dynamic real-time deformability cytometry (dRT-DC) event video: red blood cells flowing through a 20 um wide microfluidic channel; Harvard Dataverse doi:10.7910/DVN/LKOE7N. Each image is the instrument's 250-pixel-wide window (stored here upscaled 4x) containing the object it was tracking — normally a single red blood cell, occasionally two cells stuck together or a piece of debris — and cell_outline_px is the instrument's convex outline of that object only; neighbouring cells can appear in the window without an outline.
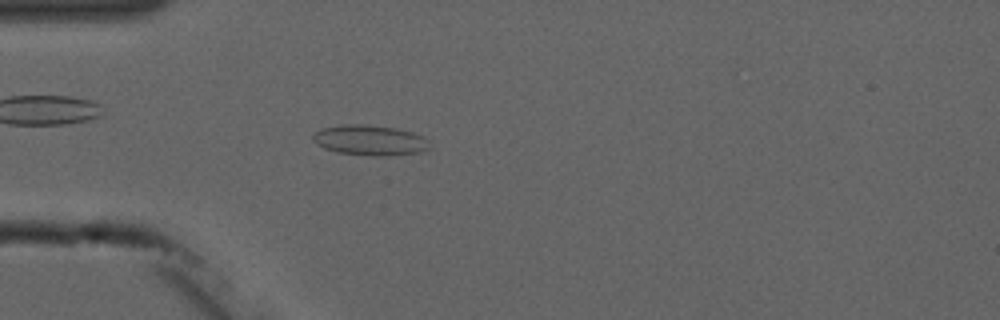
{"species": "common noctule bat (a hibernating species)", "species_latin": "Nyctalus noctula", "temperature_condition": "cold", "stored_images_in_passage": 3, "camera_frame_rate_fps": 3000, "um_per_image_px": 0.085, "animal": {"sex": "male", "forearm_length_mm": 52.5}, "frame": {"image": 1, "passage_image": 3, "time_ms": 2.333, "image_size_px": [1000, 320], "cell_outline_px": [[428, 148], [420, 152], [384, 156], [372, 156], [336, 152], [324, 148], [316, 144], [312, 140], [312, 136], [316, 132], [324, 128], [344, 124], [364, 124], [396, 128], [412, 132], [428, 140]], "centroid_in_image_um": [31.4, 11.92], "position_along_channel_um": 53.6, "area_um2": 20.46}}